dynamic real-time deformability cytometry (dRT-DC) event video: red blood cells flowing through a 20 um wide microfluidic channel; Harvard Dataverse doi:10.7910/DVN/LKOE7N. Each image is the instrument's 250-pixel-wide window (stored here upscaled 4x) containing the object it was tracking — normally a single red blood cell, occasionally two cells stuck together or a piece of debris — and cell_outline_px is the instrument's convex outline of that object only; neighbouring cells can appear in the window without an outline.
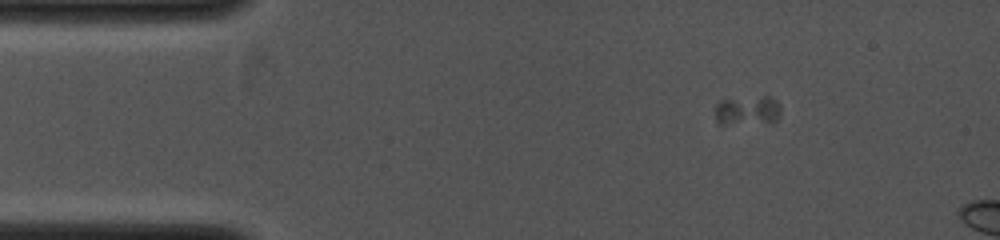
{"species": "common noctule bat (a hibernating species)", "species_latin": "Nyctalus noctula", "temperature_condition": "cold", "stored_images_in_passage": 4, "camera_frame_rate_fps": 4000, "um_per_image_px": 0.085, "animal": {"sex": "female", "body_mass_g": 19.0, "forearm_length_mm": 53.3}, "frame": {"image": 1, "passage_image": 1, "time_ms": 0.0, "image_size_px": [1000, 240], "cell_outline_px": [[780, 112], [776, 120], [772, 124], [720, 124], [716, 120], [716, 104], [720, 100], [764, 96], [768, 96], [776, 100], [780, 104]], "centroid_in_image_um": [63.57, 9.42], "position_along_channel_um": 21.4, "area_um2": 11.5}}